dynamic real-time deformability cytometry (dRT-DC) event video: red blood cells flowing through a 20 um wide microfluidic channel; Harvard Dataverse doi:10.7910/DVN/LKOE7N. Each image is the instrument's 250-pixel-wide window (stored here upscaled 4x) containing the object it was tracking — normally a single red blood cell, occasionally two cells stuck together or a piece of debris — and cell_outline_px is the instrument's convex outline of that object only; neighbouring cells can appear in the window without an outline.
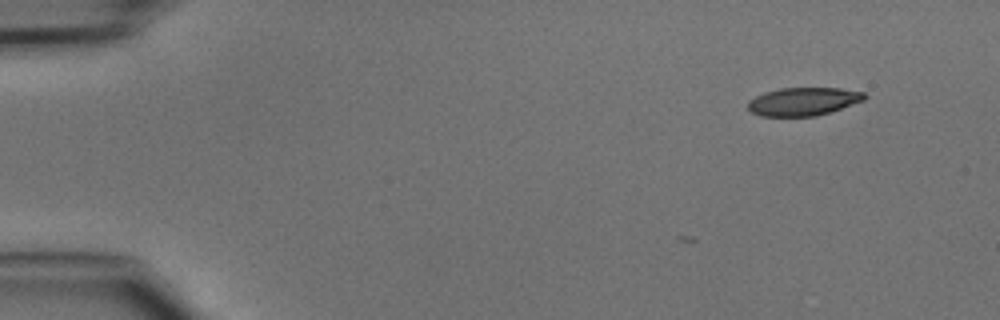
{"species": "common noctule bat (a hibernating species)", "species_latin": "Nyctalus noctula", "temperature_condition": "cold", "stored_images_in_passage": 2, "camera_frame_rate_fps": 3000, "um_per_image_px": 0.085, "animal": {"sex": "male", "body_mass_g": 15.6}, "frame": {"image": 1, "passage_image": 2, "time_ms": 0.333, "image_size_px": [1000, 320], "cell_outline_px": [[868, 96], [864, 100], [816, 116], [760, 116], [752, 112], [748, 108], [748, 100], [764, 92], [780, 88], [840, 88], [864, 92]], "centroid_in_image_um": [68.26, 8.62], "position_along_channel_um": 16.7, "area_um2": 19.02}}